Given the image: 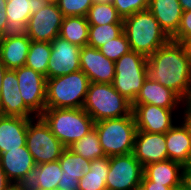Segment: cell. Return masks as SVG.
Here are the masks:
<instances>
[{"label":"cell","mask_w":191,"mask_h":190,"mask_svg":"<svg viewBox=\"0 0 191 190\" xmlns=\"http://www.w3.org/2000/svg\"><path fill=\"white\" fill-rule=\"evenodd\" d=\"M6 71H7V68L5 67V65L0 60V92H1V89H2L3 76H4Z\"/></svg>","instance_id":"cell-44"},{"label":"cell","mask_w":191,"mask_h":190,"mask_svg":"<svg viewBox=\"0 0 191 190\" xmlns=\"http://www.w3.org/2000/svg\"><path fill=\"white\" fill-rule=\"evenodd\" d=\"M188 39H191V10L183 11L177 33L171 38L180 43H184Z\"/></svg>","instance_id":"cell-36"},{"label":"cell","mask_w":191,"mask_h":190,"mask_svg":"<svg viewBox=\"0 0 191 190\" xmlns=\"http://www.w3.org/2000/svg\"><path fill=\"white\" fill-rule=\"evenodd\" d=\"M80 68L93 83L110 84L115 77V62L107 59L99 49L90 46L81 48Z\"/></svg>","instance_id":"cell-15"},{"label":"cell","mask_w":191,"mask_h":190,"mask_svg":"<svg viewBox=\"0 0 191 190\" xmlns=\"http://www.w3.org/2000/svg\"><path fill=\"white\" fill-rule=\"evenodd\" d=\"M63 171L62 177L78 178L90 171L91 161L65 148L58 159Z\"/></svg>","instance_id":"cell-28"},{"label":"cell","mask_w":191,"mask_h":190,"mask_svg":"<svg viewBox=\"0 0 191 190\" xmlns=\"http://www.w3.org/2000/svg\"><path fill=\"white\" fill-rule=\"evenodd\" d=\"M50 61L47 68V79L74 73L80 68L81 47L71 44L61 37L51 42Z\"/></svg>","instance_id":"cell-12"},{"label":"cell","mask_w":191,"mask_h":190,"mask_svg":"<svg viewBox=\"0 0 191 190\" xmlns=\"http://www.w3.org/2000/svg\"><path fill=\"white\" fill-rule=\"evenodd\" d=\"M82 108L94 122L129 116L132 113V103L119 94L112 83L90 82Z\"/></svg>","instance_id":"cell-4"},{"label":"cell","mask_w":191,"mask_h":190,"mask_svg":"<svg viewBox=\"0 0 191 190\" xmlns=\"http://www.w3.org/2000/svg\"><path fill=\"white\" fill-rule=\"evenodd\" d=\"M11 183L0 165V190H6Z\"/></svg>","instance_id":"cell-42"},{"label":"cell","mask_w":191,"mask_h":190,"mask_svg":"<svg viewBox=\"0 0 191 190\" xmlns=\"http://www.w3.org/2000/svg\"><path fill=\"white\" fill-rule=\"evenodd\" d=\"M183 11L191 10V0H179Z\"/></svg>","instance_id":"cell-43"},{"label":"cell","mask_w":191,"mask_h":190,"mask_svg":"<svg viewBox=\"0 0 191 190\" xmlns=\"http://www.w3.org/2000/svg\"><path fill=\"white\" fill-rule=\"evenodd\" d=\"M15 72L24 104L40 116L46 109V77L27 66L17 68Z\"/></svg>","instance_id":"cell-10"},{"label":"cell","mask_w":191,"mask_h":190,"mask_svg":"<svg viewBox=\"0 0 191 190\" xmlns=\"http://www.w3.org/2000/svg\"><path fill=\"white\" fill-rule=\"evenodd\" d=\"M62 174L59 160L36 164L16 184L22 190H58Z\"/></svg>","instance_id":"cell-17"},{"label":"cell","mask_w":191,"mask_h":190,"mask_svg":"<svg viewBox=\"0 0 191 190\" xmlns=\"http://www.w3.org/2000/svg\"><path fill=\"white\" fill-rule=\"evenodd\" d=\"M148 10L171 39L177 33L183 14L179 0H150Z\"/></svg>","instance_id":"cell-21"},{"label":"cell","mask_w":191,"mask_h":190,"mask_svg":"<svg viewBox=\"0 0 191 190\" xmlns=\"http://www.w3.org/2000/svg\"><path fill=\"white\" fill-rule=\"evenodd\" d=\"M183 44L186 48L188 58L191 60V39L186 40Z\"/></svg>","instance_id":"cell-45"},{"label":"cell","mask_w":191,"mask_h":190,"mask_svg":"<svg viewBox=\"0 0 191 190\" xmlns=\"http://www.w3.org/2000/svg\"><path fill=\"white\" fill-rule=\"evenodd\" d=\"M173 190H186L183 185L181 184L180 186L178 187H175Z\"/></svg>","instance_id":"cell-49"},{"label":"cell","mask_w":191,"mask_h":190,"mask_svg":"<svg viewBox=\"0 0 191 190\" xmlns=\"http://www.w3.org/2000/svg\"><path fill=\"white\" fill-rule=\"evenodd\" d=\"M123 32L128 39L130 50L146 57L170 40L148 9L124 18Z\"/></svg>","instance_id":"cell-2"},{"label":"cell","mask_w":191,"mask_h":190,"mask_svg":"<svg viewBox=\"0 0 191 190\" xmlns=\"http://www.w3.org/2000/svg\"><path fill=\"white\" fill-rule=\"evenodd\" d=\"M0 165L12 183H17L35 165L32 154L26 146L0 154Z\"/></svg>","instance_id":"cell-22"},{"label":"cell","mask_w":191,"mask_h":190,"mask_svg":"<svg viewBox=\"0 0 191 190\" xmlns=\"http://www.w3.org/2000/svg\"><path fill=\"white\" fill-rule=\"evenodd\" d=\"M89 84L82 70L47 79L46 109L82 108Z\"/></svg>","instance_id":"cell-5"},{"label":"cell","mask_w":191,"mask_h":190,"mask_svg":"<svg viewBox=\"0 0 191 190\" xmlns=\"http://www.w3.org/2000/svg\"><path fill=\"white\" fill-rule=\"evenodd\" d=\"M51 0H7L6 16L9 28L24 31L31 15L45 8Z\"/></svg>","instance_id":"cell-23"},{"label":"cell","mask_w":191,"mask_h":190,"mask_svg":"<svg viewBox=\"0 0 191 190\" xmlns=\"http://www.w3.org/2000/svg\"><path fill=\"white\" fill-rule=\"evenodd\" d=\"M50 42H35L31 40L25 66L44 75L47 79V68L50 61Z\"/></svg>","instance_id":"cell-29"},{"label":"cell","mask_w":191,"mask_h":190,"mask_svg":"<svg viewBox=\"0 0 191 190\" xmlns=\"http://www.w3.org/2000/svg\"><path fill=\"white\" fill-rule=\"evenodd\" d=\"M53 135L69 148L94 129V120L83 108H51L40 115Z\"/></svg>","instance_id":"cell-3"},{"label":"cell","mask_w":191,"mask_h":190,"mask_svg":"<svg viewBox=\"0 0 191 190\" xmlns=\"http://www.w3.org/2000/svg\"><path fill=\"white\" fill-rule=\"evenodd\" d=\"M89 25L123 24V19L110 3H93L86 15Z\"/></svg>","instance_id":"cell-30"},{"label":"cell","mask_w":191,"mask_h":190,"mask_svg":"<svg viewBox=\"0 0 191 190\" xmlns=\"http://www.w3.org/2000/svg\"><path fill=\"white\" fill-rule=\"evenodd\" d=\"M89 26L84 16L63 17L59 37L82 48L88 44Z\"/></svg>","instance_id":"cell-26"},{"label":"cell","mask_w":191,"mask_h":190,"mask_svg":"<svg viewBox=\"0 0 191 190\" xmlns=\"http://www.w3.org/2000/svg\"><path fill=\"white\" fill-rule=\"evenodd\" d=\"M183 165L170 159L148 164L144 167L143 175L156 184L170 188L181 185Z\"/></svg>","instance_id":"cell-25"},{"label":"cell","mask_w":191,"mask_h":190,"mask_svg":"<svg viewBox=\"0 0 191 190\" xmlns=\"http://www.w3.org/2000/svg\"><path fill=\"white\" fill-rule=\"evenodd\" d=\"M69 149L90 161L106 157L95 129L86 134L83 138L79 139L77 142L73 143Z\"/></svg>","instance_id":"cell-31"},{"label":"cell","mask_w":191,"mask_h":190,"mask_svg":"<svg viewBox=\"0 0 191 190\" xmlns=\"http://www.w3.org/2000/svg\"><path fill=\"white\" fill-rule=\"evenodd\" d=\"M26 147L37 165L58 160L65 149L40 116L28 123Z\"/></svg>","instance_id":"cell-8"},{"label":"cell","mask_w":191,"mask_h":190,"mask_svg":"<svg viewBox=\"0 0 191 190\" xmlns=\"http://www.w3.org/2000/svg\"><path fill=\"white\" fill-rule=\"evenodd\" d=\"M167 133H165L168 159L182 165L189 164L191 158V135L179 120Z\"/></svg>","instance_id":"cell-24"},{"label":"cell","mask_w":191,"mask_h":190,"mask_svg":"<svg viewBox=\"0 0 191 190\" xmlns=\"http://www.w3.org/2000/svg\"><path fill=\"white\" fill-rule=\"evenodd\" d=\"M183 102H189V103H191V80H190V88H189L188 94H187V96H186L185 101H183Z\"/></svg>","instance_id":"cell-47"},{"label":"cell","mask_w":191,"mask_h":190,"mask_svg":"<svg viewBox=\"0 0 191 190\" xmlns=\"http://www.w3.org/2000/svg\"><path fill=\"white\" fill-rule=\"evenodd\" d=\"M94 1V3H102V2H104V3H110V2H112L113 0H93Z\"/></svg>","instance_id":"cell-48"},{"label":"cell","mask_w":191,"mask_h":190,"mask_svg":"<svg viewBox=\"0 0 191 190\" xmlns=\"http://www.w3.org/2000/svg\"><path fill=\"white\" fill-rule=\"evenodd\" d=\"M32 119L0 115V154L26 146L28 123Z\"/></svg>","instance_id":"cell-20"},{"label":"cell","mask_w":191,"mask_h":190,"mask_svg":"<svg viewBox=\"0 0 191 190\" xmlns=\"http://www.w3.org/2000/svg\"><path fill=\"white\" fill-rule=\"evenodd\" d=\"M165 133L137 131L133 155L143 165L168 160Z\"/></svg>","instance_id":"cell-16"},{"label":"cell","mask_w":191,"mask_h":190,"mask_svg":"<svg viewBox=\"0 0 191 190\" xmlns=\"http://www.w3.org/2000/svg\"><path fill=\"white\" fill-rule=\"evenodd\" d=\"M64 17L84 16L93 5V0H55Z\"/></svg>","instance_id":"cell-34"},{"label":"cell","mask_w":191,"mask_h":190,"mask_svg":"<svg viewBox=\"0 0 191 190\" xmlns=\"http://www.w3.org/2000/svg\"><path fill=\"white\" fill-rule=\"evenodd\" d=\"M144 167L133 153L109 157L107 190H139Z\"/></svg>","instance_id":"cell-9"},{"label":"cell","mask_w":191,"mask_h":190,"mask_svg":"<svg viewBox=\"0 0 191 190\" xmlns=\"http://www.w3.org/2000/svg\"><path fill=\"white\" fill-rule=\"evenodd\" d=\"M132 104H152L166 109H181L183 100L171 89L147 77Z\"/></svg>","instance_id":"cell-19"},{"label":"cell","mask_w":191,"mask_h":190,"mask_svg":"<svg viewBox=\"0 0 191 190\" xmlns=\"http://www.w3.org/2000/svg\"><path fill=\"white\" fill-rule=\"evenodd\" d=\"M113 6L122 19L149 8L150 0H113Z\"/></svg>","instance_id":"cell-35"},{"label":"cell","mask_w":191,"mask_h":190,"mask_svg":"<svg viewBox=\"0 0 191 190\" xmlns=\"http://www.w3.org/2000/svg\"><path fill=\"white\" fill-rule=\"evenodd\" d=\"M0 115L23 118L37 117L23 102L15 70L7 69L3 76L0 92Z\"/></svg>","instance_id":"cell-14"},{"label":"cell","mask_w":191,"mask_h":190,"mask_svg":"<svg viewBox=\"0 0 191 190\" xmlns=\"http://www.w3.org/2000/svg\"><path fill=\"white\" fill-rule=\"evenodd\" d=\"M123 33V24L90 25L87 46L101 48Z\"/></svg>","instance_id":"cell-32"},{"label":"cell","mask_w":191,"mask_h":190,"mask_svg":"<svg viewBox=\"0 0 191 190\" xmlns=\"http://www.w3.org/2000/svg\"><path fill=\"white\" fill-rule=\"evenodd\" d=\"M31 39L24 31L10 32L0 37V60L7 69L25 66Z\"/></svg>","instance_id":"cell-18"},{"label":"cell","mask_w":191,"mask_h":190,"mask_svg":"<svg viewBox=\"0 0 191 190\" xmlns=\"http://www.w3.org/2000/svg\"><path fill=\"white\" fill-rule=\"evenodd\" d=\"M147 79V57L129 51L115 61V77L112 85L115 90L133 103Z\"/></svg>","instance_id":"cell-7"},{"label":"cell","mask_w":191,"mask_h":190,"mask_svg":"<svg viewBox=\"0 0 191 190\" xmlns=\"http://www.w3.org/2000/svg\"><path fill=\"white\" fill-rule=\"evenodd\" d=\"M147 77L185 101L190 88L191 60L183 43L169 40L147 57Z\"/></svg>","instance_id":"cell-1"},{"label":"cell","mask_w":191,"mask_h":190,"mask_svg":"<svg viewBox=\"0 0 191 190\" xmlns=\"http://www.w3.org/2000/svg\"><path fill=\"white\" fill-rule=\"evenodd\" d=\"M6 190H22L16 183H11Z\"/></svg>","instance_id":"cell-46"},{"label":"cell","mask_w":191,"mask_h":190,"mask_svg":"<svg viewBox=\"0 0 191 190\" xmlns=\"http://www.w3.org/2000/svg\"><path fill=\"white\" fill-rule=\"evenodd\" d=\"M79 180L78 178L61 177L58 184V190H78Z\"/></svg>","instance_id":"cell-39"},{"label":"cell","mask_w":191,"mask_h":190,"mask_svg":"<svg viewBox=\"0 0 191 190\" xmlns=\"http://www.w3.org/2000/svg\"><path fill=\"white\" fill-rule=\"evenodd\" d=\"M109 171V157L91 161L90 171L79 180L78 190H107L106 178Z\"/></svg>","instance_id":"cell-27"},{"label":"cell","mask_w":191,"mask_h":190,"mask_svg":"<svg viewBox=\"0 0 191 190\" xmlns=\"http://www.w3.org/2000/svg\"><path fill=\"white\" fill-rule=\"evenodd\" d=\"M179 116L182 124L187 128L189 134L191 135V103L183 102Z\"/></svg>","instance_id":"cell-38"},{"label":"cell","mask_w":191,"mask_h":190,"mask_svg":"<svg viewBox=\"0 0 191 190\" xmlns=\"http://www.w3.org/2000/svg\"><path fill=\"white\" fill-rule=\"evenodd\" d=\"M179 110L181 109H166L152 104H132L137 131L149 133H167L176 124L173 113Z\"/></svg>","instance_id":"cell-13"},{"label":"cell","mask_w":191,"mask_h":190,"mask_svg":"<svg viewBox=\"0 0 191 190\" xmlns=\"http://www.w3.org/2000/svg\"><path fill=\"white\" fill-rule=\"evenodd\" d=\"M94 129L107 157L133 152L137 127L132 113L129 116L95 122Z\"/></svg>","instance_id":"cell-6"},{"label":"cell","mask_w":191,"mask_h":190,"mask_svg":"<svg viewBox=\"0 0 191 190\" xmlns=\"http://www.w3.org/2000/svg\"><path fill=\"white\" fill-rule=\"evenodd\" d=\"M6 4L7 0H0V37L13 32L7 21Z\"/></svg>","instance_id":"cell-37"},{"label":"cell","mask_w":191,"mask_h":190,"mask_svg":"<svg viewBox=\"0 0 191 190\" xmlns=\"http://www.w3.org/2000/svg\"><path fill=\"white\" fill-rule=\"evenodd\" d=\"M99 50L107 59L114 62L120 59L124 54L131 51L128 39L124 32L120 36L103 45Z\"/></svg>","instance_id":"cell-33"},{"label":"cell","mask_w":191,"mask_h":190,"mask_svg":"<svg viewBox=\"0 0 191 190\" xmlns=\"http://www.w3.org/2000/svg\"><path fill=\"white\" fill-rule=\"evenodd\" d=\"M173 189L174 188L164 186L163 184H156L155 182H152L149 179H147L144 175L139 188V190H173Z\"/></svg>","instance_id":"cell-40"},{"label":"cell","mask_w":191,"mask_h":190,"mask_svg":"<svg viewBox=\"0 0 191 190\" xmlns=\"http://www.w3.org/2000/svg\"><path fill=\"white\" fill-rule=\"evenodd\" d=\"M181 184L186 190H191V164L183 165Z\"/></svg>","instance_id":"cell-41"},{"label":"cell","mask_w":191,"mask_h":190,"mask_svg":"<svg viewBox=\"0 0 191 190\" xmlns=\"http://www.w3.org/2000/svg\"><path fill=\"white\" fill-rule=\"evenodd\" d=\"M63 14L55 1L30 16L24 29L27 36L35 42H51L59 36Z\"/></svg>","instance_id":"cell-11"}]
</instances>
